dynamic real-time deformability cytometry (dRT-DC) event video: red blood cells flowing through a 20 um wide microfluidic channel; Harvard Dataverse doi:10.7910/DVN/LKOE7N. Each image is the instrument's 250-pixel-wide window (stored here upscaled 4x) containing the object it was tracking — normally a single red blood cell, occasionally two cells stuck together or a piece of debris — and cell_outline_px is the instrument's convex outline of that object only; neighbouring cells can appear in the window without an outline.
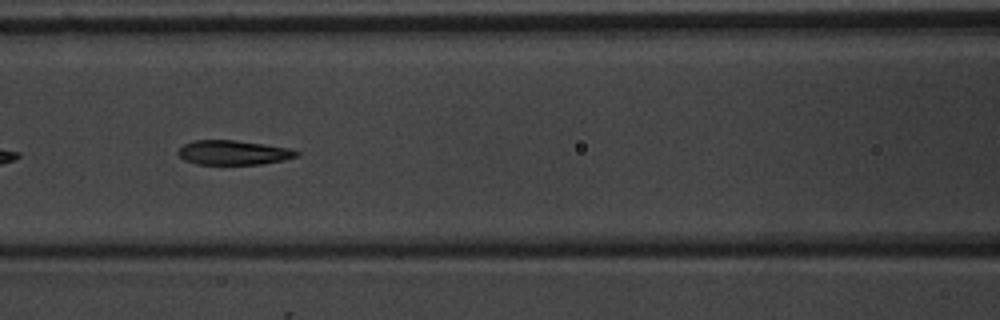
{"species": "common noctule bat (a hibernating species)", "species_latin": "Nyctalus noctula", "temperature_condition": "warm", "stored_images_in_passage": 8, "camera_frame_rate_fps": 3000, "um_per_image_px": 0.085, "animal": {"sex": "male", "body_mass_g": 20.1, "forearm_length_mm": 53.5}, "frame": {"image": 1, "passage_image": 6, "time_ms": 6.0, "image_size_px": [1000, 320], "cell_outline_px": [[300, 152], [296, 156], [284, 160], [260, 164], [196, 164], [184, 160], [176, 152], [184, 144], [192, 140], [236, 140], [264, 144], [288, 148]], "centroid_in_image_um": [19.8, 12.96], "position_along_channel_um": 146.8, "area_um2": 16.82}}
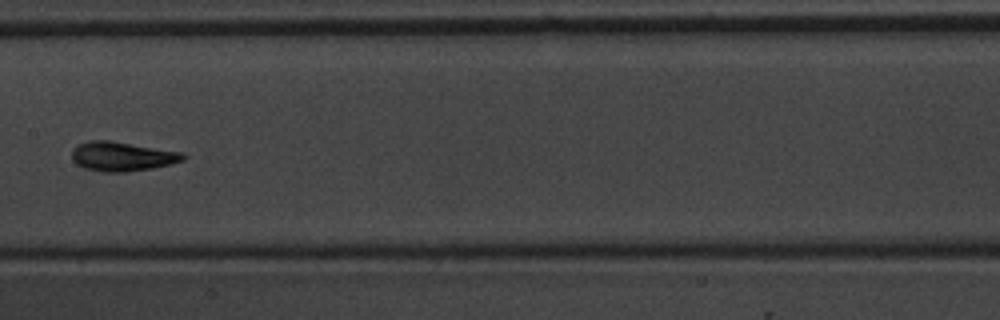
{"frame": {"image": 2, "passage_image": 7, "time_ms": 7.333, "image_size_px": [1000, 320], "cell_outline_px": [[188, 156], [184, 160], [172, 164], [152, 168], [124, 172], [104, 172], [84, 168], [76, 164], [72, 160], [72, 148], [88, 140], [108, 140], [184, 152]], "centroid_in_image_um": [10.4, 13.29], "position_along_channel_um": 197.0, "area_um2": 19.19}}
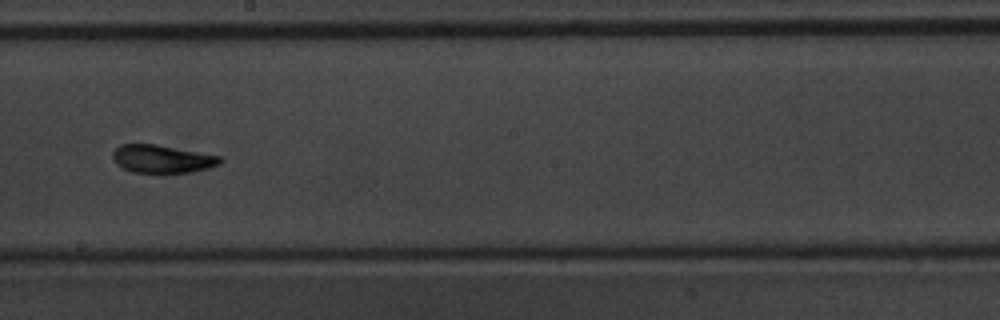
{"frame": {"image": 3, "passage_image": 8, "time_ms": 8.333, "image_size_px": [1000, 320], "cell_outline_px": [[224, 160], [220, 164], [208, 168], [192, 172], [132, 172], [116, 164], [112, 160], [112, 152], [120, 144], [156, 144], [220, 156]], "centroid_in_image_um": [13.77, 13.5], "position_along_channel_um": 234.4, "area_um2": 17.46}}